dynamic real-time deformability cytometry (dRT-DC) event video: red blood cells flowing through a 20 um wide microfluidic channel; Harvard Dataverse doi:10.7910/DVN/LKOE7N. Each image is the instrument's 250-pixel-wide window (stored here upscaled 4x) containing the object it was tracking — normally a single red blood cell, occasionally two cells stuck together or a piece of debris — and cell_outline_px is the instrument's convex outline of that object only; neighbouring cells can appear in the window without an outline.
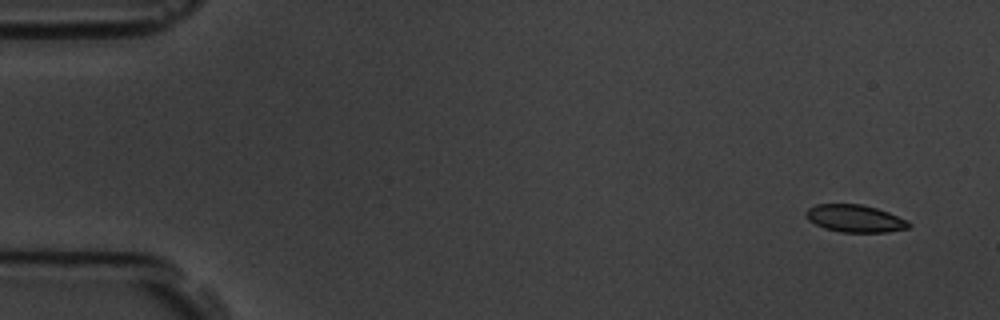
{"species": "common noctule bat (a hibernating species)", "species_latin": "Nyctalus noctula", "temperature_condition": "room temperature", "stored_images_in_passage": 5, "camera_frame_rate_fps": 3000, "um_per_image_px": 0.085, "animal": {"sex": "male", "body_mass_g": 19.5, "forearm_length_mm": 54.6}, "frame": {"image": 1, "passage_image": 1, "time_ms": 0.0, "image_size_px": [1000, 320], "cell_outline_px": [[912, 224], [908, 228], [888, 232], [840, 232], [824, 228], [808, 220], [804, 212], [808, 208], [816, 204], [860, 204], [876, 208], [888, 212], [908, 220]], "centroid_in_image_um": [72.67, 18.57], "position_along_channel_um": 12.3, "area_um2": 16.47}}